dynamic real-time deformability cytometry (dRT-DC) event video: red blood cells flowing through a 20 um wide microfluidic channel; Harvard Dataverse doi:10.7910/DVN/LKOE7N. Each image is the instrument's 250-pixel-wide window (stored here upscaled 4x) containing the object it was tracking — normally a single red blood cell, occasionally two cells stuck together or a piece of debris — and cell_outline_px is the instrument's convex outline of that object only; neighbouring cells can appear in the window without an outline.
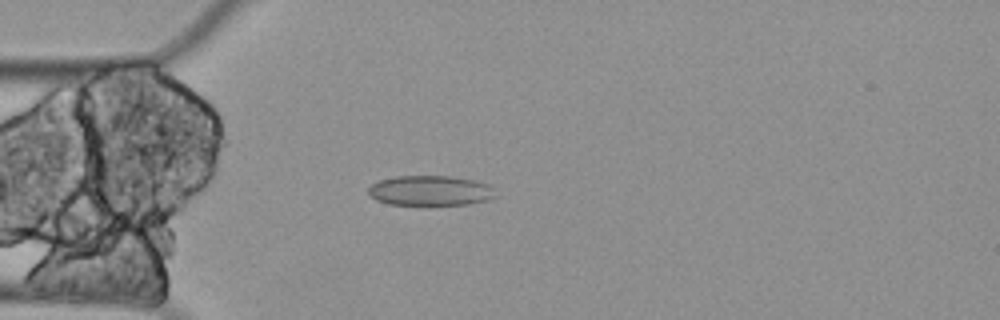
{"species": "Egyptian fruit bat (a non-hibernating species)", "species_latin": "Rousettus aegyptiacus", "temperature_condition": "cold", "stored_images_in_passage": 1, "camera_frame_rate_fps": 3000, "um_per_image_px": 0.085, "animal": {"sex": "female"}, "frame": {"image": 1, "passage_image": 1, "time_ms": 0.0, "image_size_px": [1000, 320], "cell_outline_px": [[496, 196], [488, 200], [468, 204], [388, 204], [376, 200], [368, 192], [368, 188], [372, 184], [380, 180], [396, 176], [452, 176], [476, 180], [488, 184], [492, 188]], "centroid_in_image_um": [36.59, 16.19], "position_along_channel_um": 48.4, "area_um2": 22.14}}